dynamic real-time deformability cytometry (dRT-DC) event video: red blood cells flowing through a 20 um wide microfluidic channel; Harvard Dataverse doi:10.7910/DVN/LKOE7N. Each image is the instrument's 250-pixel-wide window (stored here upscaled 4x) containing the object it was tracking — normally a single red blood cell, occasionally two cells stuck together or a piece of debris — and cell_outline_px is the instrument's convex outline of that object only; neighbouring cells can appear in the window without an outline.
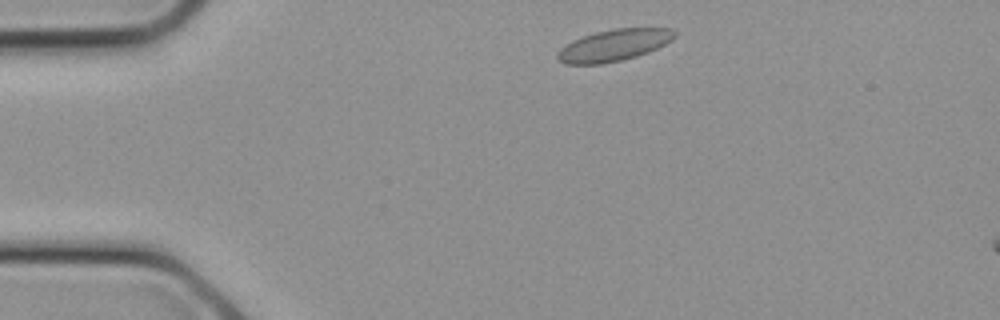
{"species": "common noctule bat (a hibernating species)", "species_latin": "Nyctalus noctula", "temperature_condition": "cold", "stored_images_in_passage": 5, "camera_frame_rate_fps": 3000, "um_per_image_px": 0.085, "animal": {"sex": "female", "body_mass_g": 21.9}, "frame": {"image": 1, "passage_image": 2, "time_ms": 0.333, "image_size_px": [1000, 320], "cell_outline_px": [[676, 36], [672, 40], [648, 52], [636, 56], [620, 60], [600, 64], [564, 64], [556, 60], [556, 52], [564, 44], [572, 40], [596, 32], [612, 28], [672, 28], [676, 32]], "centroid_in_image_um": [52.13, 3.84], "position_along_channel_um": 32.9, "area_um2": 21.73}}